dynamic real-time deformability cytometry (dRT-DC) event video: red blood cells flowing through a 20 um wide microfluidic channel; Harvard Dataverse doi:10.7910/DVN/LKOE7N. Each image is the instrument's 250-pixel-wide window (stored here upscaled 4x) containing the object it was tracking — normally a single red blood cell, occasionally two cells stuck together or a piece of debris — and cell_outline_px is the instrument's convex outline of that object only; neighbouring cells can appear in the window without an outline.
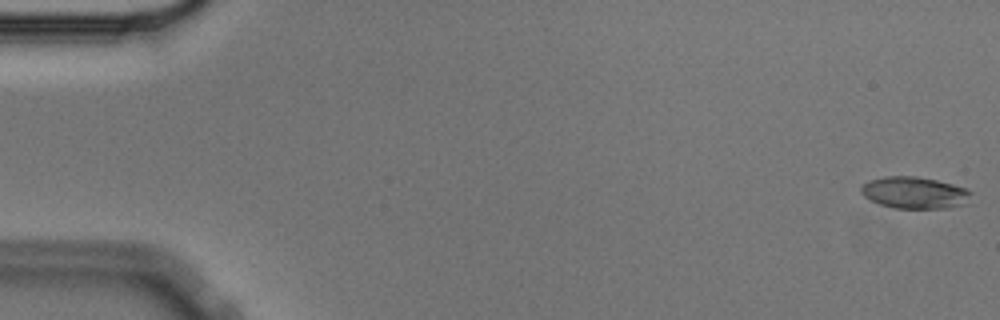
{"species": "Egyptian fruit bat (a non-hibernating species)", "species_latin": "Rousettus aegyptiacus", "temperature_condition": "cold", "stored_images_in_passage": 12, "camera_frame_rate_fps": 3000, "um_per_image_px": 0.085, "animal": {"sex": "male"}, "frame": {"image": 1, "passage_image": 1, "time_ms": 0.0, "image_size_px": [1000, 320], "cell_outline_px": [[972, 192], [960, 204], [948, 208], [892, 208], [880, 204], [864, 196], [860, 192], [860, 188], [864, 184], [872, 180], [888, 176], [916, 176], [936, 180], [968, 188]], "centroid_in_image_um": [77.7, 16.37], "position_along_channel_um": 7.3, "area_um2": 19.94}}